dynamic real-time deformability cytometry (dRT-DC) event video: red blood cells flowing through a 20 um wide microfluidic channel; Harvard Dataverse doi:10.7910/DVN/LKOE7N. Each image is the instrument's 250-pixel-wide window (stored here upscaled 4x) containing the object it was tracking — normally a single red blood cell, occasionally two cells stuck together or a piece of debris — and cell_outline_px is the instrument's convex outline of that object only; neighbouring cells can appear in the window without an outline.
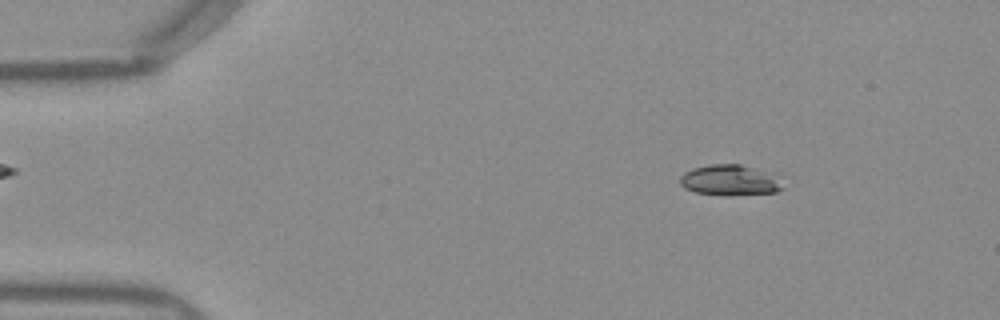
{"species": "Egyptian fruit bat (a non-hibernating species)", "species_latin": "Rousettus aegyptiacus", "temperature_condition": "warm", "stored_images_in_passage": 51, "camera_frame_rate_fps": 3000, "um_per_image_px": 0.085, "frame": {"image": 1, "passage_image": 7, "time_ms": 2.0, "image_size_px": [1000, 320], "cell_outline_px": [[784, 188], [776, 192], [732, 196], [724, 196], [696, 192], [684, 188], [680, 184], [680, 176], [684, 172], [692, 168], [712, 164], [740, 164], [776, 172]], "centroid_in_image_um": [62.1, 15.31], "position_along_channel_um": 22.9, "area_um2": 18.96}}
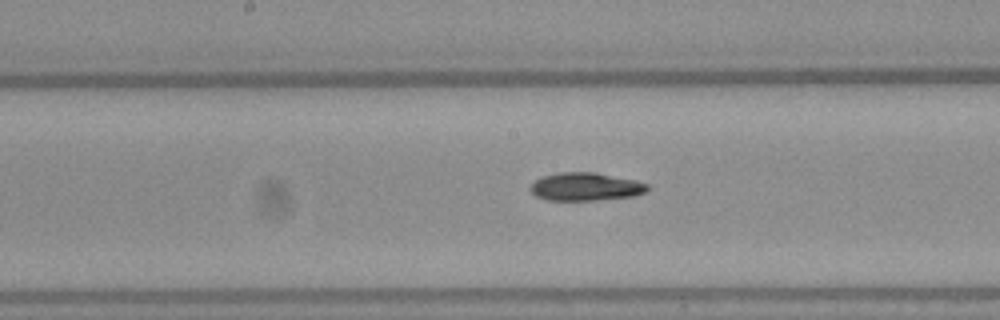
{"frame": {"image": 2, "passage_image": 26, "time_ms": 8.333, "image_size_px": [1000, 320], "cell_outline_px": [[648, 192], [636, 196], [596, 200], [544, 200], [536, 196], [528, 188], [536, 180], [544, 176], [560, 172], [596, 172], [632, 180], [648, 184]], "centroid_in_image_um": [49.78, 15.88], "position_along_channel_um": 198.4, "area_um2": 19.13}}
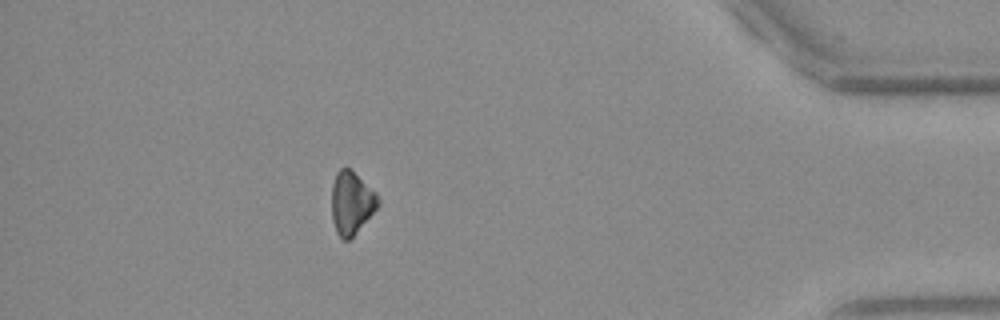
{"frame": {"image": 3, "passage_image": 45, "time_ms": 14.667, "image_size_px": [1000, 320], "cell_outline_px": [[380, 204], [356, 232], [348, 240], [344, 240], [336, 232], [332, 220], [332, 184], [336, 172], [340, 168], [348, 168], [376, 192], [380, 200]], "centroid_in_image_um": [29.86, 17.24], "position_along_channel_um": 405.3, "area_um2": 16.7}, "authors_computed_cell_mechanics": {"area_um2": 18.6694, "velocity_mm_per_s": 4.007, "shape_relaxation_time_tau1_ms": 8.2052, "shape_relaxation_time_tau2_ms": null, "deformation_change_tau1": 0.1671, "deformation_change_tau2": null}}